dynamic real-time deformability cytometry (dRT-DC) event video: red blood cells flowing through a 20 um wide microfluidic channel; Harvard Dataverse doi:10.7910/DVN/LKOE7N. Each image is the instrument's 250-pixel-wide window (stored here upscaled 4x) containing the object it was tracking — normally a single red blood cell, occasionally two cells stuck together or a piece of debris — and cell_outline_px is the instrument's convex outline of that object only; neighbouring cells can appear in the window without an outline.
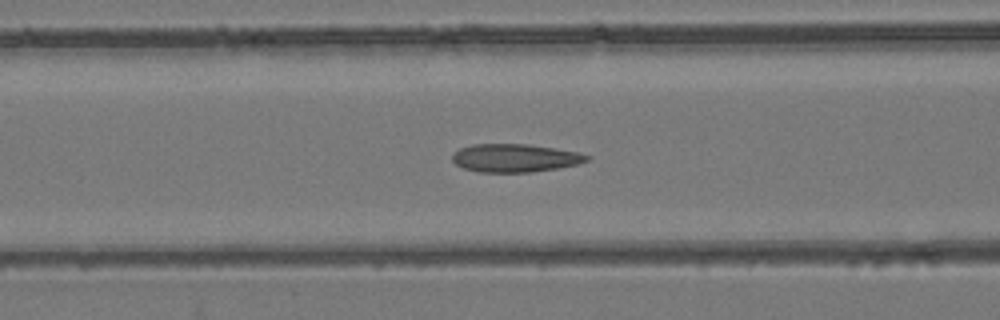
{"species": "common noctule bat (a hibernating species)", "species_latin": "Nyctalus noctula", "temperature_condition": "room temperature", "stored_images_in_passage": 36, "camera_frame_rate_fps": 3000, "um_per_image_px": 0.085, "animal": {"sex": "female", "body_mass_g": 24.6, "forearm_length_mm": 56.2}, "frame": {"image": 1, "passage_image": 8, "time_ms": 2.333, "image_size_px": [1000, 320], "cell_outline_px": [[592, 156], [588, 160], [576, 164], [556, 168], [532, 172], [480, 172], [464, 168], [456, 164], [452, 160], [452, 156], [460, 148], [472, 144], [528, 144], [580, 152]], "centroid_in_image_um": [43.79, 13.42], "position_along_channel_um": 122.8, "area_um2": 21.96}}
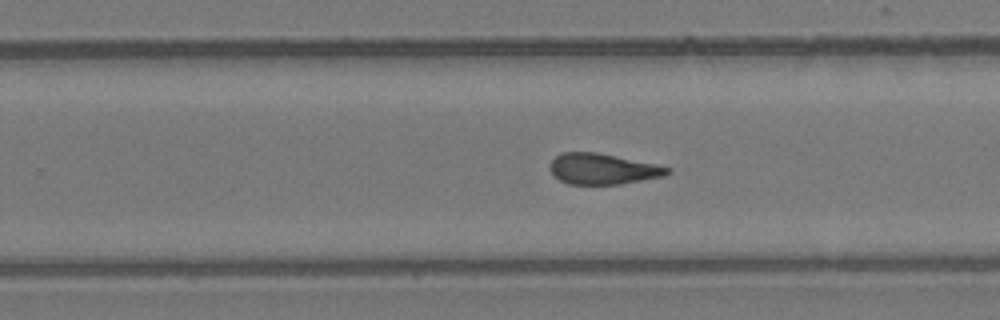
{"frame": {"image": 2, "passage_image": 20, "time_ms": 6.333, "image_size_px": [1000, 320], "cell_outline_px": [[672, 172], [664, 176], [620, 184], [568, 184], [560, 180], [548, 168], [548, 164], [560, 152], [596, 152], [656, 164], [672, 168]], "centroid_in_image_um": [51.23, 14.35], "position_along_channel_um": 278.6, "area_um2": 21.1}}
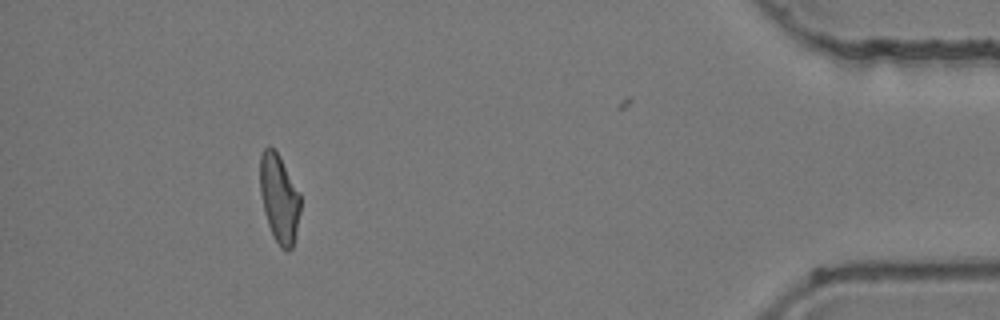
{"frame": {"image": 3, "passage_image": 35, "time_ms": 11.333, "image_size_px": [1000, 320], "cell_outline_px": [[300, 212], [292, 248], [288, 252], [280, 248], [268, 224], [264, 212], [260, 192], [260, 156], [264, 148], [268, 144], [276, 148], [300, 192]], "centroid_in_image_um": [23.73, 16.8], "position_along_channel_um": 411.5, "area_um2": 21.04}}